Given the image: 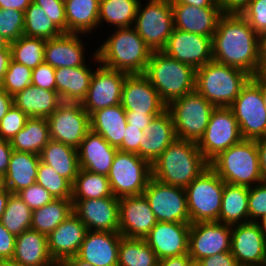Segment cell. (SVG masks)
Segmentation results:
<instances>
[{"label": "cell", "instance_id": "obj_9", "mask_svg": "<svg viewBox=\"0 0 266 266\" xmlns=\"http://www.w3.org/2000/svg\"><path fill=\"white\" fill-rule=\"evenodd\" d=\"M152 177L151 164L136 153L117 150L107 178L118 199L143 195Z\"/></svg>", "mask_w": 266, "mask_h": 266}, {"label": "cell", "instance_id": "obj_8", "mask_svg": "<svg viewBox=\"0 0 266 266\" xmlns=\"http://www.w3.org/2000/svg\"><path fill=\"white\" fill-rule=\"evenodd\" d=\"M224 181L208 167L186 188L190 224L218 221Z\"/></svg>", "mask_w": 266, "mask_h": 266}, {"label": "cell", "instance_id": "obj_42", "mask_svg": "<svg viewBox=\"0 0 266 266\" xmlns=\"http://www.w3.org/2000/svg\"><path fill=\"white\" fill-rule=\"evenodd\" d=\"M46 40L22 35L9 44L12 60L34 69L44 62Z\"/></svg>", "mask_w": 266, "mask_h": 266}, {"label": "cell", "instance_id": "obj_49", "mask_svg": "<svg viewBox=\"0 0 266 266\" xmlns=\"http://www.w3.org/2000/svg\"><path fill=\"white\" fill-rule=\"evenodd\" d=\"M248 210L249 221L257 222L266 215V182L249 187Z\"/></svg>", "mask_w": 266, "mask_h": 266}, {"label": "cell", "instance_id": "obj_54", "mask_svg": "<svg viewBox=\"0 0 266 266\" xmlns=\"http://www.w3.org/2000/svg\"><path fill=\"white\" fill-rule=\"evenodd\" d=\"M144 138L146 137L143 130L127 124L123 143L118 147V150L136 153L139 156V145H143Z\"/></svg>", "mask_w": 266, "mask_h": 266}, {"label": "cell", "instance_id": "obj_34", "mask_svg": "<svg viewBox=\"0 0 266 266\" xmlns=\"http://www.w3.org/2000/svg\"><path fill=\"white\" fill-rule=\"evenodd\" d=\"M40 161L53 169L71 184L80 170L78 150L61 142L50 140L39 154Z\"/></svg>", "mask_w": 266, "mask_h": 266}, {"label": "cell", "instance_id": "obj_12", "mask_svg": "<svg viewBox=\"0 0 266 266\" xmlns=\"http://www.w3.org/2000/svg\"><path fill=\"white\" fill-rule=\"evenodd\" d=\"M242 139L239 124L233 111L229 107H215L197 146L203 157L210 162L219 153Z\"/></svg>", "mask_w": 266, "mask_h": 266}, {"label": "cell", "instance_id": "obj_20", "mask_svg": "<svg viewBox=\"0 0 266 266\" xmlns=\"http://www.w3.org/2000/svg\"><path fill=\"white\" fill-rule=\"evenodd\" d=\"M121 105L125 111L160 115L167 105L144 74L128 75L122 88Z\"/></svg>", "mask_w": 266, "mask_h": 266}, {"label": "cell", "instance_id": "obj_5", "mask_svg": "<svg viewBox=\"0 0 266 266\" xmlns=\"http://www.w3.org/2000/svg\"><path fill=\"white\" fill-rule=\"evenodd\" d=\"M250 78L243 70L212 60L196 70L195 90L215 107H229Z\"/></svg>", "mask_w": 266, "mask_h": 266}, {"label": "cell", "instance_id": "obj_11", "mask_svg": "<svg viewBox=\"0 0 266 266\" xmlns=\"http://www.w3.org/2000/svg\"><path fill=\"white\" fill-rule=\"evenodd\" d=\"M243 139L266 138V107L260 85L251 77L229 106Z\"/></svg>", "mask_w": 266, "mask_h": 266}, {"label": "cell", "instance_id": "obj_70", "mask_svg": "<svg viewBox=\"0 0 266 266\" xmlns=\"http://www.w3.org/2000/svg\"><path fill=\"white\" fill-rule=\"evenodd\" d=\"M258 224L261 228L262 233L264 234V237L266 238V215L261 218V221H258Z\"/></svg>", "mask_w": 266, "mask_h": 266}, {"label": "cell", "instance_id": "obj_30", "mask_svg": "<svg viewBox=\"0 0 266 266\" xmlns=\"http://www.w3.org/2000/svg\"><path fill=\"white\" fill-rule=\"evenodd\" d=\"M94 71L87 65L55 69L56 92L63 102H78L86 98Z\"/></svg>", "mask_w": 266, "mask_h": 266}, {"label": "cell", "instance_id": "obj_36", "mask_svg": "<svg viewBox=\"0 0 266 266\" xmlns=\"http://www.w3.org/2000/svg\"><path fill=\"white\" fill-rule=\"evenodd\" d=\"M248 194L249 187L224 182L218 222L230 226L249 222Z\"/></svg>", "mask_w": 266, "mask_h": 266}, {"label": "cell", "instance_id": "obj_67", "mask_svg": "<svg viewBox=\"0 0 266 266\" xmlns=\"http://www.w3.org/2000/svg\"><path fill=\"white\" fill-rule=\"evenodd\" d=\"M261 87L262 97L266 107V73L261 72L256 76L252 77Z\"/></svg>", "mask_w": 266, "mask_h": 266}, {"label": "cell", "instance_id": "obj_25", "mask_svg": "<svg viewBox=\"0 0 266 266\" xmlns=\"http://www.w3.org/2000/svg\"><path fill=\"white\" fill-rule=\"evenodd\" d=\"M174 29L213 37L220 17V7H196L186 4H172Z\"/></svg>", "mask_w": 266, "mask_h": 266}, {"label": "cell", "instance_id": "obj_7", "mask_svg": "<svg viewBox=\"0 0 266 266\" xmlns=\"http://www.w3.org/2000/svg\"><path fill=\"white\" fill-rule=\"evenodd\" d=\"M215 106L196 90L171 101V114L177 139L198 142L203 136Z\"/></svg>", "mask_w": 266, "mask_h": 266}, {"label": "cell", "instance_id": "obj_63", "mask_svg": "<svg viewBox=\"0 0 266 266\" xmlns=\"http://www.w3.org/2000/svg\"><path fill=\"white\" fill-rule=\"evenodd\" d=\"M13 105V96L0 87V120Z\"/></svg>", "mask_w": 266, "mask_h": 266}, {"label": "cell", "instance_id": "obj_40", "mask_svg": "<svg viewBox=\"0 0 266 266\" xmlns=\"http://www.w3.org/2000/svg\"><path fill=\"white\" fill-rule=\"evenodd\" d=\"M113 196L107 176L79 170L72 184L71 200L98 199Z\"/></svg>", "mask_w": 266, "mask_h": 266}, {"label": "cell", "instance_id": "obj_64", "mask_svg": "<svg viewBox=\"0 0 266 266\" xmlns=\"http://www.w3.org/2000/svg\"><path fill=\"white\" fill-rule=\"evenodd\" d=\"M171 4H186L196 7H220L216 0H170Z\"/></svg>", "mask_w": 266, "mask_h": 266}, {"label": "cell", "instance_id": "obj_57", "mask_svg": "<svg viewBox=\"0 0 266 266\" xmlns=\"http://www.w3.org/2000/svg\"><path fill=\"white\" fill-rule=\"evenodd\" d=\"M223 14H241L252 0H216Z\"/></svg>", "mask_w": 266, "mask_h": 266}, {"label": "cell", "instance_id": "obj_46", "mask_svg": "<svg viewBox=\"0 0 266 266\" xmlns=\"http://www.w3.org/2000/svg\"><path fill=\"white\" fill-rule=\"evenodd\" d=\"M31 82L32 69L11 59L4 78L0 82V87L14 96L17 92L30 86Z\"/></svg>", "mask_w": 266, "mask_h": 266}, {"label": "cell", "instance_id": "obj_51", "mask_svg": "<svg viewBox=\"0 0 266 266\" xmlns=\"http://www.w3.org/2000/svg\"><path fill=\"white\" fill-rule=\"evenodd\" d=\"M17 195L32 211L54 200L52 195L43 186L37 183L22 189Z\"/></svg>", "mask_w": 266, "mask_h": 266}, {"label": "cell", "instance_id": "obj_17", "mask_svg": "<svg viewBox=\"0 0 266 266\" xmlns=\"http://www.w3.org/2000/svg\"><path fill=\"white\" fill-rule=\"evenodd\" d=\"M231 253L239 266H266V238L258 222L231 226Z\"/></svg>", "mask_w": 266, "mask_h": 266}, {"label": "cell", "instance_id": "obj_58", "mask_svg": "<svg viewBox=\"0 0 266 266\" xmlns=\"http://www.w3.org/2000/svg\"><path fill=\"white\" fill-rule=\"evenodd\" d=\"M158 115H149L144 113H135L134 111H126L127 124L131 126L139 127L144 130L151 120Z\"/></svg>", "mask_w": 266, "mask_h": 266}, {"label": "cell", "instance_id": "obj_59", "mask_svg": "<svg viewBox=\"0 0 266 266\" xmlns=\"http://www.w3.org/2000/svg\"><path fill=\"white\" fill-rule=\"evenodd\" d=\"M13 148L10 141L0 139V174L3 176L6 174L9 167V160Z\"/></svg>", "mask_w": 266, "mask_h": 266}, {"label": "cell", "instance_id": "obj_43", "mask_svg": "<svg viewBox=\"0 0 266 266\" xmlns=\"http://www.w3.org/2000/svg\"><path fill=\"white\" fill-rule=\"evenodd\" d=\"M24 17V36L47 40L63 34L53 21L44 14V10L33 2L24 11Z\"/></svg>", "mask_w": 266, "mask_h": 266}, {"label": "cell", "instance_id": "obj_35", "mask_svg": "<svg viewBox=\"0 0 266 266\" xmlns=\"http://www.w3.org/2000/svg\"><path fill=\"white\" fill-rule=\"evenodd\" d=\"M100 0H64L66 33L85 35L99 25ZM84 33V34H83Z\"/></svg>", "mask_w": 266, "mask_h": 266}, {"label": "cell", "instance_id": "obj_39", "mask_svg": "<svg viewBox=\"0 0 266 266\" xmlns=\"http://www.w3.org/2000/svg\"><path fill=\"white\" fill-rule=\"evenodd\" d=\"M159 259L142 238L121 237L118 266H158Z\"/></svg>", "mask_w": 266, "mask_h": 266}, {"label": "cell", "instance_id": "obj_71", "mask_svg": "<svg viewBox=\"0 0 266 266\" xmlns=\"http://www.w3.org/2000/svg\"><path fill=\"white\" fill-rule=\"evenodd\" d=\"M9 42H7L3 36L0 34V50L2 49H10Z\"/></svg>", "mask_w": 266, "mask_h": 266}, {"label": "cell", "instance_id": "obj_13", "mask_svg": "<svg viewBox=\"0 0 266 266\" xmlns=\"http://www.w3.org/2000/svg\"><path fill=\"white\" fill-rule=\"evenodd\" d=\"M50 139L78 149L90 130V115L82 103L61 102L48 118Z\"/></svg>", "mask_w": 266, "mask_h": 266}, {"label": "cell", "instance_id": "obj_41", "mask_svg": "<svg viewBox=\"0 0 266 266\" xmlns=\"http://www.w3.org/2000/svg\"><path fill=\"white\" fill-rule=\"evenodd\" d=\"M141 0H100L99 24L107 22L116 28L132 27Z\"/></svg>", "mask_w": 266, "mask_h": 266}, {"label": "cell", "instance_id": "obj_31", "mask_svg": "<svg viewBox=\"0 0 266 266\" xmlns=\"http://www.w3.org/2000/svg\"><path fill=\"white\" fill-rule=\"evenodd\" d=\"M61 102L56 91L32 84L13 96V104L29 118H48Z\"/></svg>", "mask_w": 266, "mask_h": 266}, {"label": "cell", "instance_id": "obj_33", "mask_svg": "<svg viewBox=\"0 0 266 266\" xmlns=\"http://www.w3.org/2000/svg\"><path fill=\"white\" fill-rule=\"evenodd\" d=\"M40 156L13 150L9 167L4 175V184L12 194H17L24 188L36 183Z\"/></svg>", "mask_w": 266, "mask_h": 266}, {"label": "cell", "instance_id": "obj_72", "mask_svg": "<svg viewBox=\"0 0 266 266\" xmlns=\"http://www.w3.org/2000/svg\"><path fill=\"white\" fill-rule=\"evenodd\" d=\"M0 266H17L12 260L0 259Z\"/></svg>", "mask_w": 266, "mask_h": 266}, {"label": "cell", "instance_id": "obj_19", "mask_svg": "<svg viewBox=\"0 0 266 266\" xmlns=\"http://www.w3.org/2000/svg\"><path fill=\"white\" fill-rule=\"evenodd\" d=\"M73 213L87 230L119 232V199L116 196L72 200Z\"/></svg>", "mask_w": 266, "mask_h": 266}, {"label": "cell", "instance_id": "obj_65", "mask_svg": "<svg viewBox=\"0 0 266 266\" xmlns=\"http://www.w3.org/2000/svg\"><path fill=\"white\" fill-rule=\"evenodd\" d=\"M259 60L260 70H266V31L259 34Z\"/></svg>", "mask_w": 266, "mask_h": 266}, {"label": "cell", "instance_id": "obj_52", "mask_svg": "<svg viewBox=\"0 0 266 266\" xmlns=\"http://www.w3.org/2000/svg\"><path fill=\"white\" fill-rule=\"evenodd\" d=\"M41 9L44 14L53 21V23L63 32L66 33V16L64 0H32Z\"/></svg>", "mask_w": 266, "mask_h": 266}, {"label": "cell", "instance_id": "obj_23", "mask_svg": "<svg viewBox=\"0 0 266 266\" xmlns=\"http://www.w3.org/2000/svg\"><path fill=\"white\" fill-rule=\"evenodd\" d=\"M87 231L84 223L71 213L47 235L49 254L58 266L66 259L77 256Z\"/></svg>", "mask_w": 266, "mask_h": 266}, {"label": "cell", "instance_id": "obj_45", "mask_svg": "<svg viewBox=\"0 0 266 266\" xmlns=\"http://www.w3.org/2000/svg\"><path fill=\"white\" fill-rule=\"evenodd\" d=\"M36 183L43 186L54 199H71L72 184L60 176L53 167L40 161Z\"/></svg>", "mask_w": 266, "mask_h": 266}, {"label": "cell", "instance_id": "obj_50", "mask_svg": "<svg viewBox=\"0 0 266 266\" xmlns=\"http://www.w3.org/2000/svg\"><path fill=\"white\" fill-rule=\"evenodd\" d=\"M241 15L257 34L266 31V0H252Z\"/></svg>", "mask_w": 266, "mask_h": 266}, {"label": "cell", "instance_id": "obj_4", "mask_svg": "<svg viewBox=\"0 0 266 266\" xmlns=\"http://www.w3.org/2000/svg\"><path fill=\"white\" fill-rule=\"evenodd\" d=\"M144 75L166 105L195 90L196 69L163 51H152Z\"/></svg>", "mask_w": 266, "mask_h": 266}, {"label": "cell", "instance_id": "obj_44", "mask_svg": "<svg viewBox=\"0 0 266 266\" xmlns=\"http://www.w3.org/2000/svg\"><path fill=\"white\" fill-rule=\"evenodd\" d=\"M0 222L13 235L31 229L32 210L17 194H11Z\"/></svg>", "mask_w": 266, "mask_h": 266}, {"label": "cell", "instance_id": "obj_47", "mask_svg": "<svg viewBox=\"0 0 266 266\" xmlns=\"http://www.w3.org/2000/svg\"><path fill=\"white\" fill-rule=\"evenodd\" d=\"M24 12L0 8V34L11 43L23 35Z\"/></svg>", "mask_w": 266, "mask_h": 266}, {"label": "cell", "instance_id": "obj_21", "mask_svg": "<svg viewBox=\"0 0 266 266\" xmlns=\"http://www.w3.org/2000/svg\"><path fill=\"white\" fill-rule=\"evenodd\" d=\"M157 222L144 195L119 199V232L122 236L144 239Z\"/></svg>", "mask_w": 266, "mask_h": 266}, {"label": "cell", "instance_id": "obj_68", "mask_svg": "<svg viewBox=\"0 0 266 266\" xmlns=\"http://www.w3.org/2000/svg\"><path fill=\"white\" fill-rule=\"evenodd\" d=\"M59 266H94V265L79 259L77 256H74L66 259Z\"/></svg>", "mask_w": 266, "mask_h": 266}, {"label": "cell", "instance_id": "obj_55", "mask_svg": "<svg viewBox=\"0 0 266 266\" xmlns=\"http://www.w3.org/2000/svg\"><path fill=\"white\" fill-rule=\"evenodd\" d=\"M16 236L0 222V259L12 260L15 252Z\"/></svg>", "mask_w": 266, "mask_h": 266}, {"label": "cell", "instance_id": "obj_29", "mask_svg": "<svg viewBox=\"0 0 266 266\" xmlns=\"http://www.w3.org/2000/svg\"><path fill=\"white\" fill-rule=\"evenodd\" d=\"M12 261L17 266H58L49 254L47 236L32 229L16 236Z\"/></svg>", "mask_w": 266, "mask_h": 266}, {"label": "cell", "instance_id": "obj_27", "mask_svg": "<svg viewBox=\"0 0 266 266\" xmlns=\"http://www.w3.org/2000/svg\"><path fill=\"white\" fill-rule=\"evenodd\" d=\"M143 145H139V157L147 160L151 165L175 140L173 120L166 109L160 115L154 117L143 130Z\"/></svg>", "mask_w": 266, "mask_h": 266}, {"label": "cell", "instance_id": "obj_56", "mask_svg": "<svg viewBox=\"0 0 266 266\" xmlns=\"http://www.w3.org/2000/svg\"><path fill=\"white\" fill-rule=\"evenodd\" d=\"M196 266H239L231 251L201 259Z\"/></svg>", "mask_w": 266, "mask_h": 266}, {"label": "cell", "instance_id": "obj_2", "mask_svg": "<svg viewBox=\"0 0 266 266\" xmlns=\"http://www.w3.org/2000/svg\"><path fill=\"white\" fill-rule=\"evenodd\" d=\"M209 167L197 143L175 139L151 165L152 177L164 184L186 188Z\"/></svg>", "mask_w": 266, "mask_h": 266}, {"label": "cell", "instance_id": "obj_66", "mask_svg": "<svg viewBox=\"0 0 266 266\" xmlns=\"http://www.w3.org/2000/svg\"><path fill=\"white\" fill-rule=\"evenodd\" d=\"M11 50L2 49L0 50V82L3 80L4 75L8 69L9 63L11 61Z\"/></svg>", "mask_w": 266, "mask_h": 266}, {"label": "cell", "instance_id": "obj_14", "mask_svg": "<svg viewBox=\"0 0 266 266\" xmlns=\"http://www.w3.org/2000/svg\"><path fill=\"white\" fill-rule=\"evenodd\" d=\"M143 195L158 222L190 223L185 188L164 184L151 177Z\"/></svg>", "mask_w": 266, "mask_h": 266}, {"label": "cell", "instance_id": "obj_73", "mask_svg": "<svg viewBox=\"0 0 266 266\" xmlns=\"http://www.w3.org/2000/svg\"><path fill=\"white\" fill-rule=\"evenodd\" d=\"M4 189H6L5 184H4V176L0 174V192Z\"/></svg>", "mask_w": 266, "mask_h": 266}, {"label": "cell", "instance_id": "obj_48", "mask_svg": "<svg viewBox=\"0 0 266 266\" xmlns=\"http://www.w3.org/2000/svg\"><path fill=\"white\" fill-rule=\"evenodd\" d=\"M29 117L14 104L0 120V139L11 141L24 128Z\"/></svg>", "mask_w": 266, "mask_h": 266}, {"label": "cell", "instance_id": "obj_18", "mask_svg": "<svg viewBox=\"0 0 266 266\" xmlns=\"http://www.w3.org/2000/svg\"><path fill=\"white\" fill-rule=\"evenodd\" d=\"M162 51L197 70L213 60L212 37L174 29Z\"/></svg>", "mask_w": 266, "mask_h": 266}, {"label": "cell", "instance_id": "obj_6", "mask_svg": "<svg viewBox=\"0 0 266 266\" xmlns=\"http://www.w3.org/2000/svg\"><path fill=\"white\" fill-rule=\"evenodd\" d=\"M209 167L228 184L252 187L262 182L256 140L242 139L213 158Z\"/></svg>", "mask_w": 266, "mask_h": 266}, {"label": "cell", "instance_id": "obj_28", "mask_svg": "<svg viewBox=\"0 0 266 266\" xmlns=\"http://www.w3.org/2000/svg\"><path fill=\"white\" fill-rule=\"evenodd\" d=\"M79 34L63 33L53 39H47L44 50V62L51 67H79L85 65L83 42Z\"/></svg>", "mask_w": 266, "mask_h": 266}, {"label": "cell", "instance_id": "obj_15", "mask_svg": "<svg viewBox=\"0 0 266 266\" xmlns=\"http://www.w3.org/2000/svg\"><path fill=\"white\" fill-rule=\"evenodd\" d=\"M228 251H231L230 225L218 221L191 224L188 255L194 265L203 258Z\"/></svg>", "mask_w": 266, "mask_h": 266}, {"label": "cell", "instance_id": "obj_22", "mask_svg": "<svg viewBox=\"0 0 266 266\" xmlns=\"http://www.w3.org/2000/svg\"><path fill=\"white\" fill-rule=\"evenodd\" d=\"M190 223L157 222L144 237L159 260L188 254Z\"/></svg>", "mask_w": 266, "mask_h": 266}, {"label": "cell", "instance_id": "obj_61", "mask_svg": "<svg viewBox=\"0 0 266 266\" xmlns=\"http://www.w3.org/2000/svg\"><path fill=\"white\" fill-rule=\"evenodd\" d=\"M256 146L260 165V176L262 182H266V138L256 140Z\"/></svg>", "mask_w": 266, "mask_h": 266}, {"label": "cell", "instance_id": "obj_32", "mask_svg": "<svg viewBox=\"0 0 266 266\" xmlns=\"http://www.w3.org/2000/svg\"><path fill=\"white\" fill-rule=\"evenodd\" d=\"M127 127L126 111L121 104L96 110L90 115V129L118 148Z\"/></svg>", "mask_w": 266, "mask_h": 266}, {"label": "cell", "instance_id": "obj_3", "mask_svg": "<svg viewBox=\"0 0 266 266\" xmlns=\"http://www.w3.org/2000/svg\"><path fill=\"white\" fill-rule=\"evenodd\" d=\"M152 51L133 27L117 28L101 44L94 59L104 67L129 75L144 74Z\"/></svg>", "mask_w": 266, "mask_h": 266}, {"label": "cell", "instance_id": "obj_69", "mask_svg": "<svg viewBox=\"0 0 266 266\" xmlns=\"http://www.w3.org/2000/svg\"><path fill=\"white\" fill-rule=\"evenodd\" d=\"M11 194L12 193L8 189H4L0 192V220L4 214L5 207L7 206V202Z\"/></svg>", "mask_w": 266, "mask_h": 266}, {"label": "cell", "instance_id": "obj_10", "mask_svg": "<svg viewBox=\"0 0 266 266\" xmlns=\"http://www.w3.org/2000/svg\"><path fill=\"white\" fill-rule=\"evenodd\" d=\"M139 2L133 28L151 51H162L174 30L170 0H149L145 8Z\"/></svg>", "mask_w": 266, "mask_h": 266}, {"label": "cell", "instance_id": "obj_53", "mask_svg": "<svg viewBox=\"0 0 266 266\" xmlns=\"http://www.w3.org/2000/svg\"><path fill=\"white\" fill-rule=\"evenodd\" d=\"M32 85L50 91H56L55 68L43 62L32 69Z\"/></svg>", "mask_w": 266, "mask_h": 266}, {"label": "cell", "instance_id": "obj_37", "mask_svg": "<svg viewBox=\"0 0 266 266\" xmlns=\"http://www.w3.org/2000/svg\"><path fill=\"white\" fill-rule=\"evenodd\" d=\"M50 140L47 118H29L10 144L15 151L39 155Z\"/></svg>", "mask_w": 266, "mask_h": 266}, {"label": "cell", "instance_id": "obj_16", "mask_svg": "<svg viewBox=\"0 0 266 266\" xmlns=\"http://www.w3.org/2000/svg\"><path fill=\"white\" fill-rule=\"evenodd\" d=\"M129 74L109 69L103 65L97 67L91 78L83 109L91 115L96 110L121 104L122 88Z\"/></svg>", "mask_w": 266, "mask_h": 266}, {"label": "cell", "instance_id": "obj_38", "mask_svg": "<svg viewBox=\"0 0 266 266\" xmlns=\"http://www.w3.org/2000/svg\"><path fill=\"white\" fill-rule=\"evenodd\" d=\"M71 213H73L71 199H54L32 211L31 229L47 236Z\"/></svg>", "mask_w": 266, "mask_h": 266}, {"label": "cell", "instance_id": "obj_60", "mask_svg": "<svg viewBox=\"0 0 266 266\" xmlns=\"http://www.w3.org/2000/svg\"><path fill=\"white\" fill-rule=\"evenodd\" d=\"M158 266H194L191 257L188 254L176 257H167L159 260Z\"/></svg>", "mask_w": 266, "mask_h": 266}, {"label": "cell", "instance_id": "obj_1", "mask_svg": "<svg viewBox=\"0 0 266 266\" xmlns=\"http://www.w3.org/2000/svg\"><path fill=\"white\" fill-rule=\"evenodd\" d=\"M212 58L256 76L261 73L259 34L241 14H223L212 37Z\"/></svg>", "mask_w": 266, "mask_h": 266}, {"label": "cell", "instance_id": "obj_62", "mask_svg": "<svg viewBox=\"0 0 266 266\" xmlns=\"http://www.w3.org/2000/svg\"><path fill=\"white\" fill-rule=\"evenodd\" d=\"M32 0H0L1 9H14L24 12Z\"/></svg>", "mask_w": 266, "mask_h": 266}, {"label": "cell", "instance_id": "obj_24", "mask_svg": "<svg viewBox=\"0 0 266 266\" xmlns=\"http://www.w3.org/2000/svg\"><path fill=\"white\" fill-rule=\"evenodd\" d=\"M120 232L88 230L77 257L94 266H118Z\"/></svg>", "mask_w": 266, "mask_h": 266}, {"label": "cell", "instance_id": "obj_26", "mask_svg": "<svg viewBox=\"0 0 266 266\" xmlns=\"http://www.w3.org/2000/svg\"><path fill=\"white\" fill-rule=\"evenodd\" d=\"M77 150L81 169L108 176L118 148L90 129Z\"/></svg>", "mask_w": 266, "mask_h": 266}]
</instances>
